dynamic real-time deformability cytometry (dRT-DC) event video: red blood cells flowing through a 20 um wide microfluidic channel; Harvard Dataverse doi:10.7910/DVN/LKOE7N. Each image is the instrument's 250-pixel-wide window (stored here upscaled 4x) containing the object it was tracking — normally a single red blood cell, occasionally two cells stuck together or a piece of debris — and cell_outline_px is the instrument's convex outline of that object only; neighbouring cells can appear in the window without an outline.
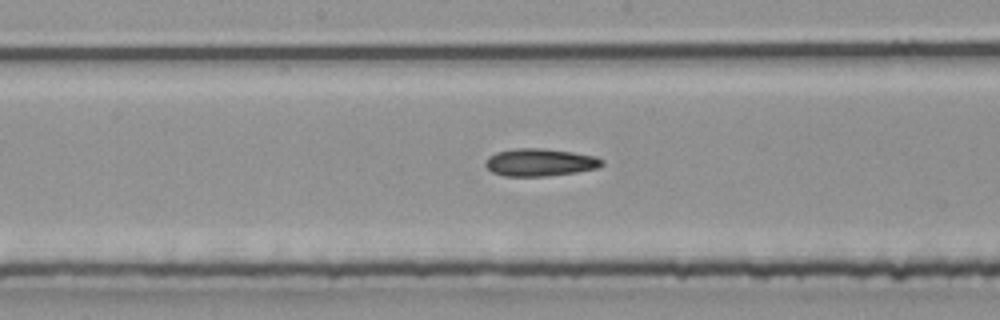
{"species": "common noctule bat (a hibernating species)", "species_latin": "Nyctalus noctula", "temperature_condition": "room temperature", "stored_images_in_passage": 22, "camera_frame_rate_fps": 3000, "um_per_image_px": 0.085, "animal": {"sex": "male", "body_mass_g": 20.4}, "frame": {"image": 1, "passage_image": 10, "time_ms": 3.0, "image_size_px": [1000, 320], "cell_outline_px": [[604, 164], [596, 168], [576, 172], [544, 176], [504, 176], [492, 172], [484, 164], [484, 160], [488, 156], [496, 152], [516, 148], [544, 148], [572, 152], [596, 156], [604, 160]], "centroid_in_image_um": [45.87, 13.79], "position_along_channel_um": 202.3, "area_um2": 18.79}}
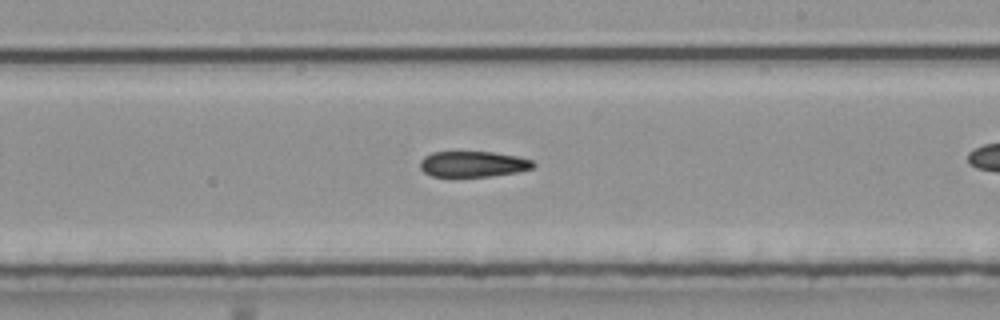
{"frame": {"image": 2, "passage_image": 13, "time_ms": 4.0, "image_size_px": [1000, 320], "cell_outline_px": [[536, 164], [532, 168], [516, 172], [488, 176], [432, 176], [424, 172], [420, 168], [420, 160], [424, 156], [432, 152], [492, 152], [516, 156], [532, 160]], "centroid_in_image_um": [40.18, 13.94], "position_along_channel_um": 248.8, "area_um2": 16.82}}